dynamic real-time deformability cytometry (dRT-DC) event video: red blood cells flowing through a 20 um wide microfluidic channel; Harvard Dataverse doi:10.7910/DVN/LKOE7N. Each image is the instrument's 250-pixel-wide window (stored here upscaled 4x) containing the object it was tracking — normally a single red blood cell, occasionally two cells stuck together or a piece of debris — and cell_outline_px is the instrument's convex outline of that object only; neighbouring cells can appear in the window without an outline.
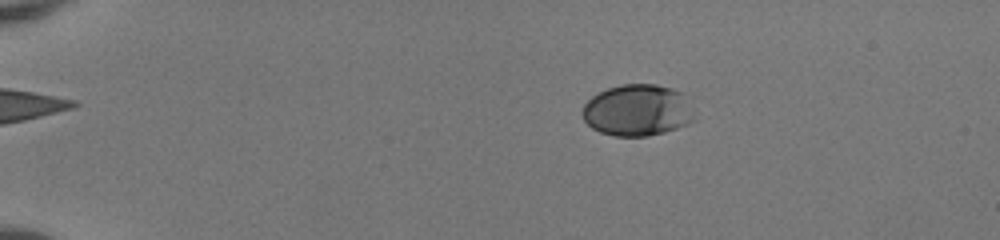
{"species": "human", "species_latin": "Homo sapiens", "temperature_condition": "room temperature", "stored_images_in_passage": 53, "camera_frame_rate_fps": 3000, "um_per_image_px": 0.085, "donor": {"sex": "female"}, "frame": {"image": 1, "passage_image": 12, "time_ms": 3.667, "image_size_px": [1000, 240], "cell_outline_px": [[696, 120], [688, 124], [664, 132], [648, 136], [612, 136], [600, 132], [592, 128], [584, 120], [580, 112], [584, 104], [592, 96], [608, 88], [620, 84], [656, 84], [672, 88], [680, 92]], "centroid_in_image_um": [54.13, 9.38], "position_along_channel_um": 30.9, "area_um2": 33.52}}
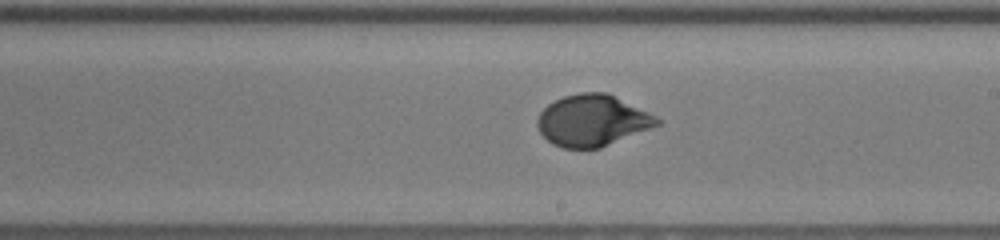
{"frame": {"image": 2, "passage_image": 34, "time_ms": 11.0, "image_size_px": [1000, 240], "cell_outline_px": [[664, 120], [660, 124], [652, 128], [600, 148], [564, 148], [552, 144], [540, 132], [536, 124], [536, 120], [540, 112], [548, 104], [564, 96], [580, 92], [604, 92], [648, 112]], "centroid_in_image_um": [50.34, 10.25], "position_along_channel_um": 238.7, "area_um2": 35.66}}
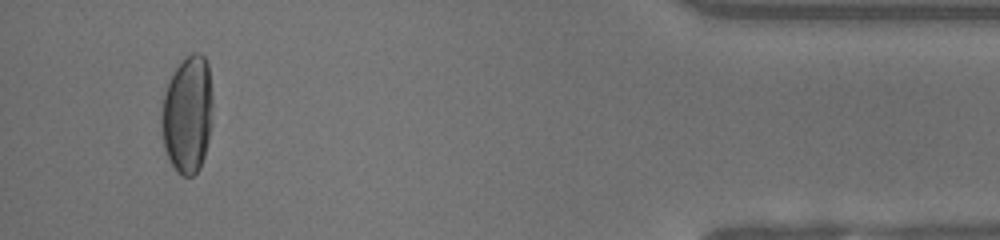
{"frame": {"image": 3, "passage_image": 51, "time_ms": 16.667, "image_size_px": [1000, 240], "cell_outline_px": [[212, 124], [204, 156], [200, 168], [192, 176], [180, 176], [176, 172], [164, 148], [160, 124], [160, 112], [164, 92], [176, 68], [192, 52], [200, 52], [204, 56], [208, 64], [212, 100]], "centroid_in_image_um": [15.93, 9.75], "position_along_channel_um": 419.3, "area_um2": 35.32}, "authors_computed_cell_mechanics": {"area_um2": 35.3158, "velocity_mm_per_s": 4.1114, "shape_relaxation_time_tau1_ms": 4.4797, "shape_relaxation_time_tau2_ms": null, "deformation_change_tau1": 0.194, "deformation_change_tau2": null}}